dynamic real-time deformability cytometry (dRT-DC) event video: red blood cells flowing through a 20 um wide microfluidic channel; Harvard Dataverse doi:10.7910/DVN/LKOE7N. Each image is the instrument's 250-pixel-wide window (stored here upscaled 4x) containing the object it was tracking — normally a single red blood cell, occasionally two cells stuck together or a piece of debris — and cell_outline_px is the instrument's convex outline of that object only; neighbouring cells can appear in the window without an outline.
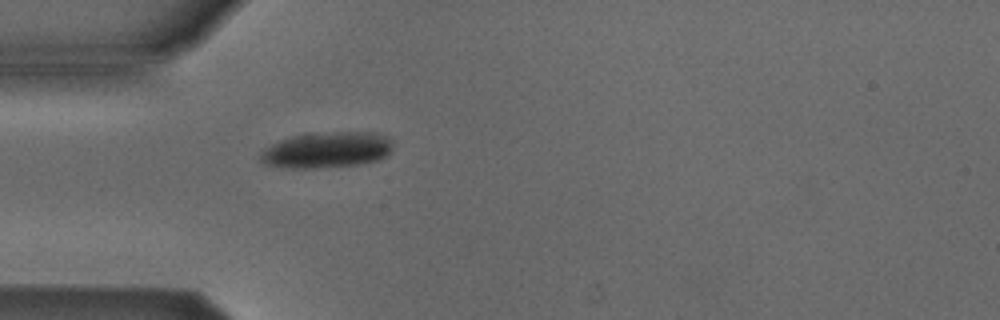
{"species": "Egyptian fruit bat (a non-hibernating species)", "species_latin": "Rousettus aegyptiacus", "temperature_condition": "cold", "stored_images_in_passage": 31, "camera_frame_rate_fps": 3000, "um_per_image_px": 0.085, "animal": {"sex": "male"}, "frame": {"image": 1, "passage_image": 1, "time_ms": 0.0, "image_size_px": [1000, 320], "cell_outline_px": [[392, 152], [388, 156], [380, 160], [360, 164], [316, 168], [292, 168], [264, 164], [260, 160], [260, 152], [264, 148], [280, 140], [292, 136], [316, 132], [380, 132], [388, 136], [392, 140]], "centroid_in_image_um": [27.84, 12.73], "position_along_channel_um": 57.2, "area_um2": 28.21}}
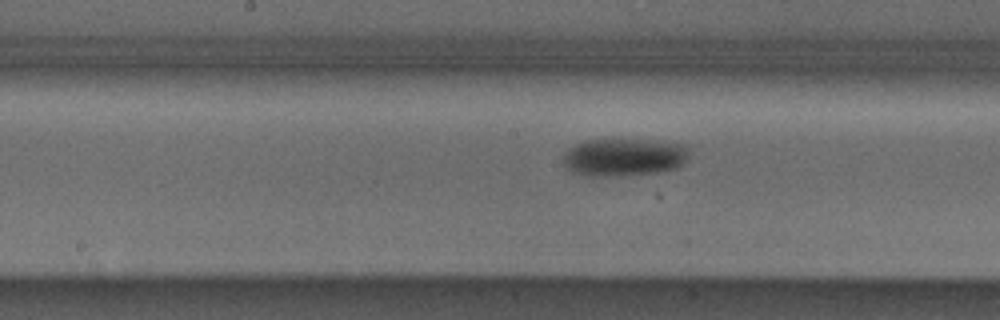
{"frame": {"image": 2, "passage_image": 12, "time_ms": 3.667, "image_size_px": [1000, 320], "cell_outline_px": [[688, 156], [676, 168], [656, 172], [620, 176], [588, 176], [572, 172], [564, 164], [564, 152], [568, 148], [576, 144], [588, 140], [652, 140], [684, 144], [688, 148]], "centroid_in_image_um": [53.01, 13.36], "position_along_channel_um": 195.2, "area_um2": 27.51}}
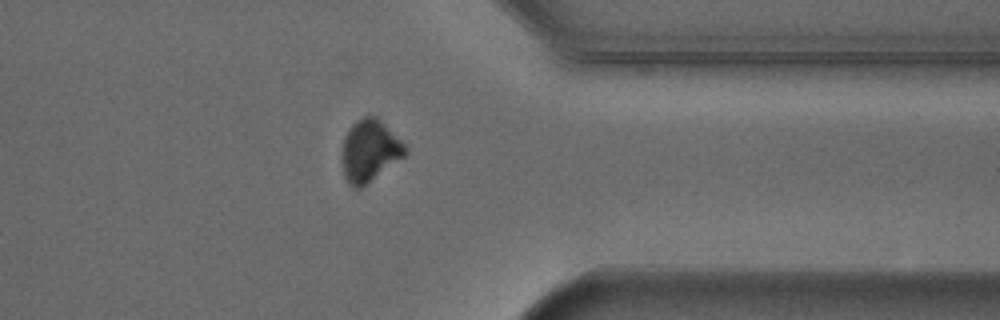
{"frame": {"image": 3, "passage_image": 27, "time_ms": 8.667, "image_size_px": [1000, 320], "cell_outline_px": [[408, 152], [404, 156], [360, 188], [352, 188], [348, 184], [344, 176], [340, 160], [344, 136], [348, 128], [356, 120], [364, 116], [376, 116], [408, 148]], "centroid_in_image_um": [31.36, 12.81], "position_along_channel_um": 380.0, "area_um2": 22.77}, "authors_computed_cell_mechanics": {"area_um2": 27.0504, "velocity_mm_per_s": 3.875, "shape_relaxation_time_tau1_ms": 3.3565, "shape_relaxation_time_tau2_ms": null, "deformation_change_tau1": 0.0858, "deformation_change_tau2": null}}